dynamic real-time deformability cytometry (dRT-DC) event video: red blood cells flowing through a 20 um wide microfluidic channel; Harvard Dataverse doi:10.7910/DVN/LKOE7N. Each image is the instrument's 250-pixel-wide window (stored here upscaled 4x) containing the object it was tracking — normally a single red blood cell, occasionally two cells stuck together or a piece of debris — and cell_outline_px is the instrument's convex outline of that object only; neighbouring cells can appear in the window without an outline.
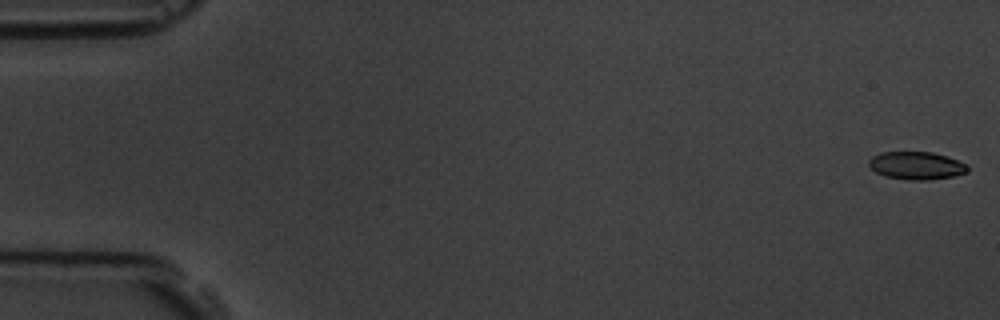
{"species": "common noctule bat (a hibernating species)", "species_latin": "Nyctalus noctula", "temperature_condition": "room temperature", "stored_images_in_passage": 8, "camera_frame_rate_fps": 3000, "um_per_image_px": 0.085, "animal": {"sex": "male", "body_mass_g": 19.5, "forearm_length_mm": 54.6}, "frame": {"image": 1, "passage_image": 1, "time_ms": 0.0, "image_size_px": [1000, 320], "cell_outline_px": [[968, 172], [956, 176], [928, 180], [908, 180], [884, 176], [876, 172], [868, 164], [868, 160], [872, 156], [880, 152], [932, 152], [948, 156], [968, 164]], "centroid_in_image_um": [77.92, 14.07], "position_along_channel_um": 7.1, "area_um2": 16.24}}
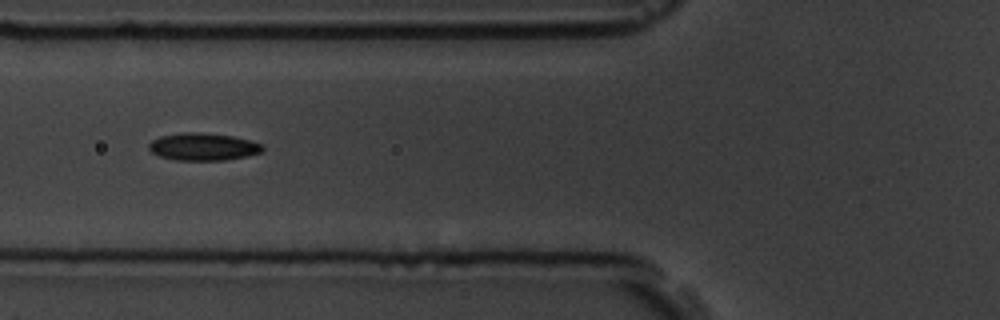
{"frame": {"image": 2, "passage_image": 7, "time_ms": 7.0, "image_size_px": [1000, 320], "cell_outline_px": [[264, 148], [260, 152], [248, 156], [224, 160], [176, 160], [160, 156], [152, 152], [148, 148], [148, 144], [152, 140], [160, 136], [184, 132], [196, 132], [232, 136], [264, 144]], "centroid_in_image_um": [17.26, 12.47], "position_along_channel_um": 108.5, "area_um2": 18.09}}
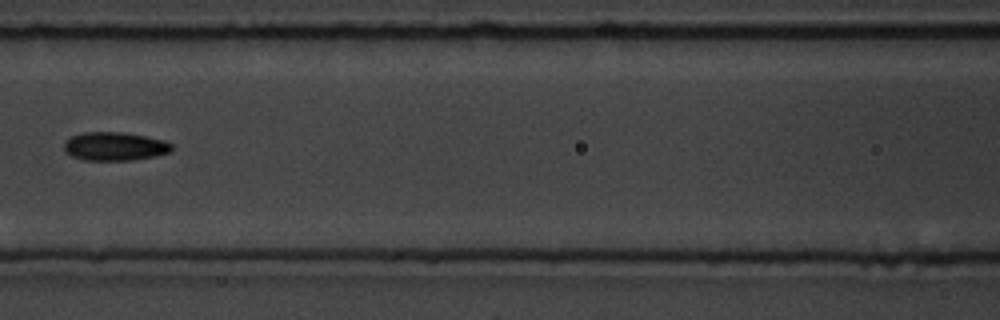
{"frame": {"image": 3, "passage_image": 8, "time_ms": 8.333, "image_size_px": [1000, 320], "cell_outline_px": [[172, 152], [156, 156], [132, 160], [84, 160], [72, 156], [64, 148], [64, 140], [72, 136], [84, 132], [124, 132], [164, 140], [172, 144]], "centroid_in_image_um": [9.77, 12.44], "position_along_channel_um": 156.8, "area_um2": 17.92}}